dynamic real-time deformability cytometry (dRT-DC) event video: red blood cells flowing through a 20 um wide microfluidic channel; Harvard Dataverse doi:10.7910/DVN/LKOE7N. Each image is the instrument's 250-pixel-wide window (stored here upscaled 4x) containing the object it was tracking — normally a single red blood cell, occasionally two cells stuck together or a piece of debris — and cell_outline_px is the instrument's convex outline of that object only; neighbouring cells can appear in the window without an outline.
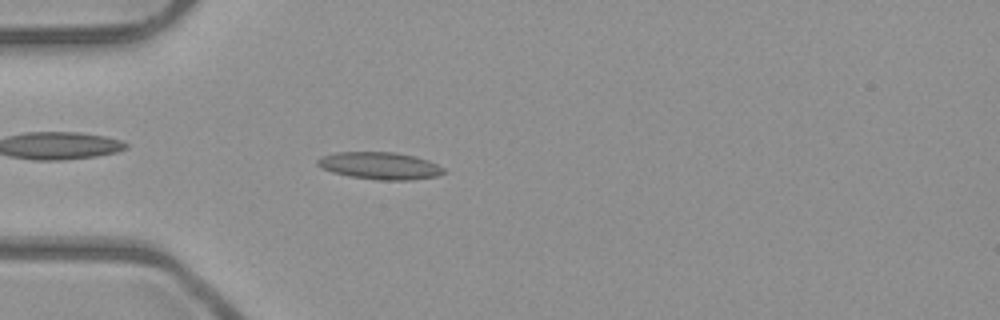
{"species": "common noctule bat (a hibernating species)", "species_latin": "Nyctalus noctula", "temperature_condition": "room temperature", "stored_images_in_passage": 52, "camera_frame_rate_fps": 3000, "um_per_image_px": 0.085, "animal": {"sex": "male", "body_mass_g": 23.1, "forearm_length_mm": 52.7}, "frame": {"image": 1, "passage_image": 15, "time_ms": 4.667, "image_size_px": [1000, 320], "cell_outline_px": [[444, 172], [436, 176], [412, 180], [380, 180], [352, 176], [332, 172], [316, 164], [316, 160], [320, 156], [336, 152], [396, 152], [416, 156], [428, 160], [444, 168]], "centroid_in_image_um": [32.29, 14.07], "position_along_channel_um": 52.7, "area_um2": 19.94}}
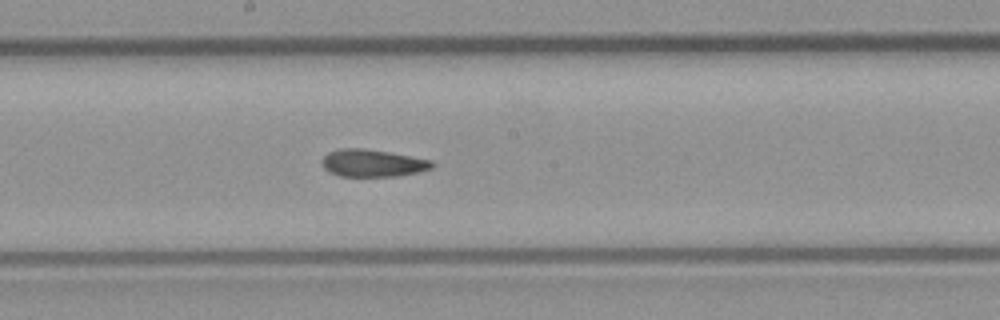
{"frame": {"image": 2, "passage_image": 28, "time_ms": 9.0, "image_size_px": [1000, 320], "cell_outline_px": [[436, 164], [432, 168], [416, 172], [396, 176], [340, 176], [328, 172], [324, 168], [320, 160], [328, 152], [340, 148], [360, 148], [388, 152], [432, 160]], "centroid_in_image_um": [31.64, 13.86], "position_along_channel_um": 216.6, "area_um2": 17.51}}
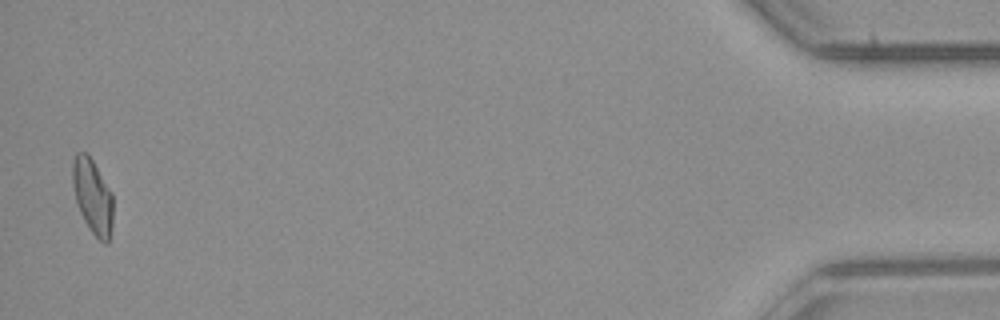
{"frame": {"image": 3, "passage_image": 51, "time_ms": 16.667, "image_size_px": [1000, 320], "cell_outline_px": [[112, 228], [108, 244], [104, 244], [92, 232], [84, 220], [80, 212], [76, 200], [72, 184], [72, 160], [76, 152], [88, 152], [112, 192]], "centroid_in_image_um": [7.87, 16.66], "position_along_channel_um": 427.3, "area_um2": 17.8}, "authors_computed_cell_mechanics": {"area_um2": 17.9758, "velocity_mm_per_s": 3.9879, "shape_relaxation_time_tau1_ms": null, "shape_relaxation_time_tau2_ms": 3.9547, "deformation_change_tau1": null, "deformation_change_tau2": 0.1209}}